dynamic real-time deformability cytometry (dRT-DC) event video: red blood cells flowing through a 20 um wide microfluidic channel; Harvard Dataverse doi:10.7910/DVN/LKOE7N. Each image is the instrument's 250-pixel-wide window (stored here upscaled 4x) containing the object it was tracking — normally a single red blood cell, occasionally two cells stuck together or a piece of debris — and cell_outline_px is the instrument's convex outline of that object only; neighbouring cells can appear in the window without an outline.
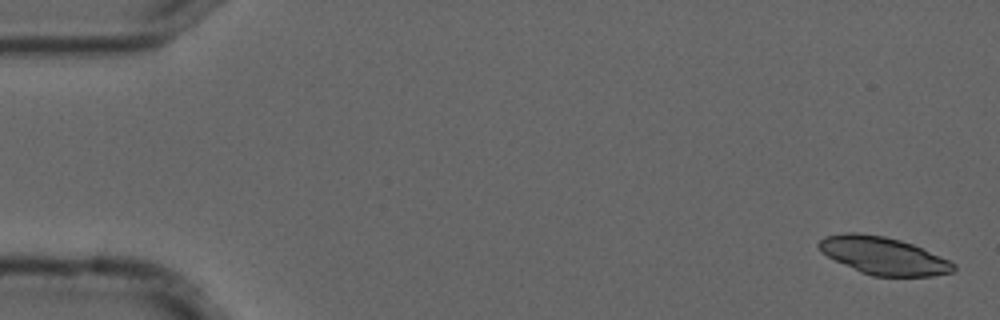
{"species": "common noctule bat (a hibernating species)", "species_latin": "Nyctalus noctula", "temperature_condition": "cold", "stored_images_in_passage": 5, "camera_frame_rate_fps": 3000, "um_per_image_px": 0.085, "animal": {"sex": "male", "forearm_length_mm": 52.5}, "frame": {"image": 1, "passage_image": 1, "time_ms": 0.0, "image_size_px": [1000, 320], "cell_outline_px": [[956, 268], [952, 272], [932, 276], [872, 276], [860, 272], [820, 252], [816, 244], [824, 236], [844, 232], [856, 232], [884, 236], [900, 240], [912, 244], [948, 260], [956, 264]], "centroid_in_image_um": [75.04, 21.73], "position_along_channel_um": 10.0, "area_um2": 29.36}}